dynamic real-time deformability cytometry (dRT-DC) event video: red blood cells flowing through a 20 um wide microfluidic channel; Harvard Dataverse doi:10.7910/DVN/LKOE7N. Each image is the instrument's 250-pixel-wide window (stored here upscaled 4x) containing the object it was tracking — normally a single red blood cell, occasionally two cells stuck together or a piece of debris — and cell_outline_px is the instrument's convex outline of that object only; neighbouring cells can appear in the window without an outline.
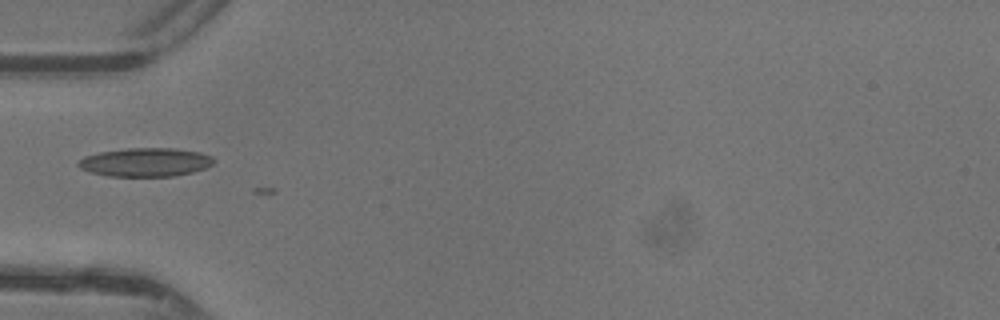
{"species": "common noctule bat (a hibernating species)", "species_latin": "Nyctalus noctula", "temperature_condition": "warm", "stored_images_in_passage": 15, "camera_frame_rate_fps": 3000, "um_per_image_px": 0.085, "animal": {"sex": "female"}, "frame": {"image": 1, "passage_image": 1, "time_ms": 0.0, "image_size_px": [1000, 320], "cell_outline_px": [[216, 160], [212, 164], [204, 168], [192, 172], [176, 176], [108, 176], [92, 172], [80, 168], [76, 164], [84, 156], [100, 152], [128, 148], [172, 148], [200, 152], [212, 156]], "centroid_in_image_um": [12.38, 13.78], "position_along_channel_um": 72.6, "area_um2": 22.54}}
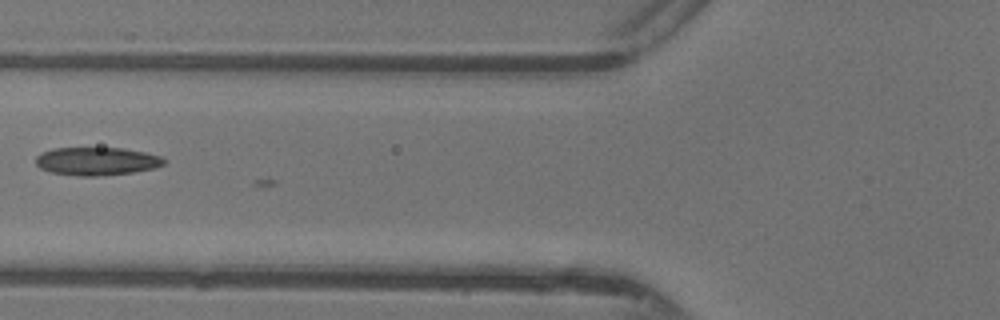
{"frame": {"image": 2, "passage_image": 4, "time_ms": 1.0, "image_size_px": [1000, 320], "cell_outline_px": [[164, 164], [156, 168], [132, 172], [96, 176], [76, 176], [52, 172], [40, 168], [36, 164], [36, 156], [40, 152], [52, 148], [124, 148], [144, 152], [160, 156], [164, 160]], "centroid_in_image_um": [8.19, 13.7], "position_along_channel_um": 117.6, "area_um2": 20.98}}